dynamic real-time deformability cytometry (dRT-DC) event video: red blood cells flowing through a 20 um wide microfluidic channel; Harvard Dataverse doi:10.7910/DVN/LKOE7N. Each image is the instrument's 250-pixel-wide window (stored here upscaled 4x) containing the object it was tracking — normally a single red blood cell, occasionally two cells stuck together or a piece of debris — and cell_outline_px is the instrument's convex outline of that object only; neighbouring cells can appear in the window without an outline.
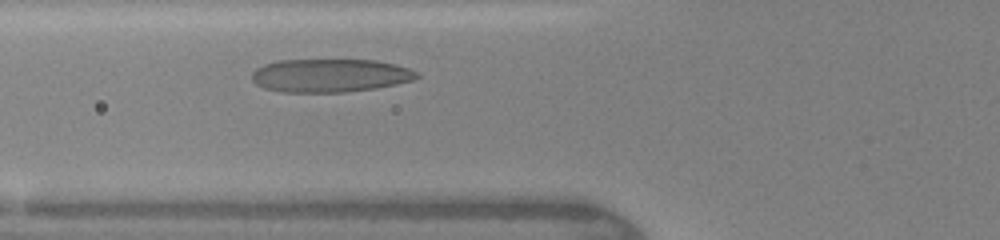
{"species": "human", "species_latin": "Homo sapiens", "temperature_condition": "warm", "stored_images_in_passage": 2, "camera_frame_rate_fps": 3000, "um_per_image_px": 0.085, "donor": {"sex": "female"}, "frame": {"image": 1, "passage_image": 2, "time_ms": 1.0, "image_size_px": [1000, 240], "cell_outline_px": [[420, 76], [412, 80], [396, 84], [376, 88], [344, 92], [280, 92], [264, 88], [256, 84], [252, 80], [252, 72], [256, 68], [264, 64], [280, 60], [376, 60], [396, 64], [408, 68], [416, 72]], "centroid_in_image_um": [28.03, 6.41], "position_along_channel_um": 97.8, "area_um2": 32.02}}